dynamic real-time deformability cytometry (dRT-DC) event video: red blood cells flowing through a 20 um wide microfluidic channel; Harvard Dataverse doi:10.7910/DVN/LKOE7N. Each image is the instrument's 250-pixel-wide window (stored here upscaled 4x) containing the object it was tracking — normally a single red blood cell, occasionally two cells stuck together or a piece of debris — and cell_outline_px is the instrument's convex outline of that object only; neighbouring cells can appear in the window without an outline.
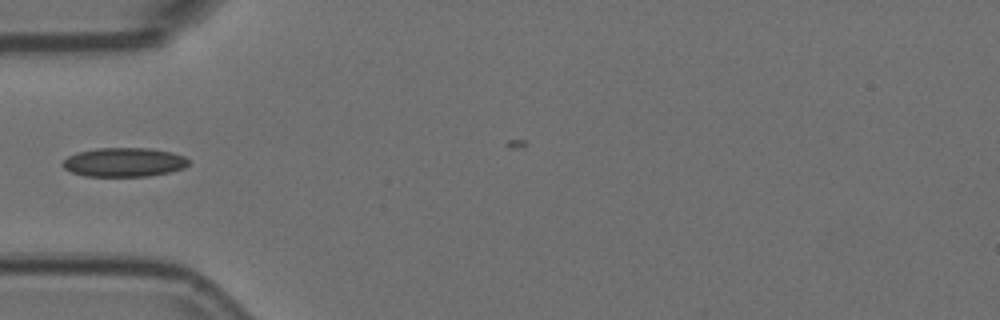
{"species": "Egyptian fruit bat (a non-hibernating species)", "species_latin": "Rousettus aegyptiacus", "temperature_condition": "room temperature", "stored_images_in_passage": 7, "camera_frame_rate_fps": 3000, "um_per_image_px": 0.085, "animal": {"sex": "female"}, "frame": {"image": 1, "passage_image": 1, "time_ms": 0.0, "image_size_px": [1000, 320], "cell_outline_px": [[188, 164], [184, 168], [168, 172], [148, 176], [84, 176], [72, 172], [64, 168], [64, 160], [68, 156], [76, 152], [96, 148], [148, 148], [172, 152], [184, 156], [188, 160]], "centroid_in_image_um": [10.54, 13.78], "position_along_channel_um": 74.5, "area_um2": 21.21}}
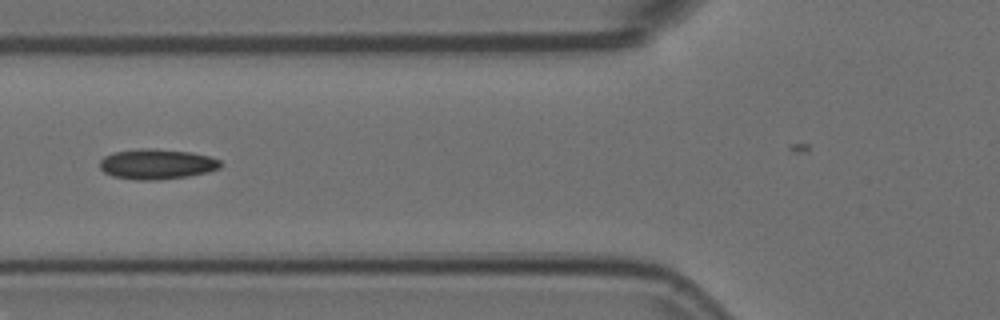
{"frame": {"image": 2, "passage_image": 4, "time_ms": 1.0, "image_size_px": [1000, 320], "cell_outline_px": [[224, 164], [220, 168], [208, 172], [188, 176], [160, 180], [136, 180], [112, 176], [104, 172], [100, 168], [100, 160], [104, 156], [116, 152], [140, 148], [148, 148], [192, 152], [208, 156], [220, 160]], "centroid_in_image_um": [13.35, 13.95], "position_along_channel_um": 112.5, "area_um2": 21.39}}